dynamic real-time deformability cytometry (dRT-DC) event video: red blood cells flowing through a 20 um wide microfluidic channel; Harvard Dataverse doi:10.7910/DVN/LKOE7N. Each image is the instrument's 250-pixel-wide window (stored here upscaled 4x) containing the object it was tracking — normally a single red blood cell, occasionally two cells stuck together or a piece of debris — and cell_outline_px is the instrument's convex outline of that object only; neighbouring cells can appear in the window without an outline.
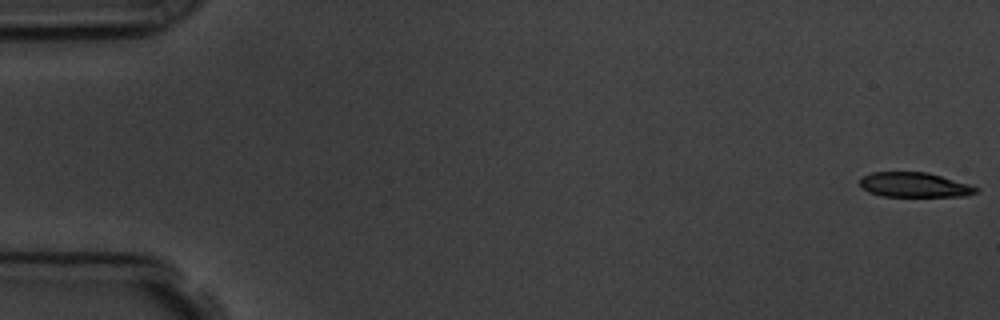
{"species": "common noctule bat (a hibernating species)", "species_latin": "Nyctalus noctula", "temperature_condition": "room temperature", "stored_images_in_passage": 57, "camera_frame_rate_fps": 3000, "um_per_image_px": 0.085, "animal": {"sex": "male", "body_mass_g": 19.5, "forearm_length_mm": 54.6}, "frame": {"image": 1, "passage_image": 1, "time_ms": 0.0, "image_size_px": [1000, 320], "cell_outline_px": [[980, 192], [964, 196], [880, 196], [868, 192], [860, 184], [860, 180], [864, 176], [872, 172], [928, 172], [968, 184], [980, 188]], "centroid_in_image_um": [77.75, 15.72], "position_along_channel_um": 7.2, "area_um2": 16.7}}
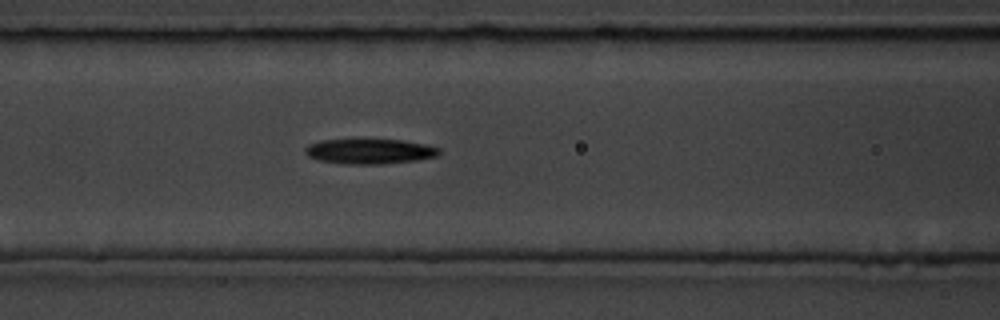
{"frame": {"image": 2, "passage_image": 24, "time_ms": 7.667, "image_size_px": [1000, 320], "cell_outline_px": [[440, 152], [436, 156], [416, 160], [380, 164], [344, 164], [316, 160], [308, 156], [304, 152], [304, 148], [308, 144], [320, 140], [404, 140], [424, 144], [440, 148]], "centroid_in_image_um": [31.37, 12.87], "position_along_channel_um": 135.2, "area_um2": 19.54}}
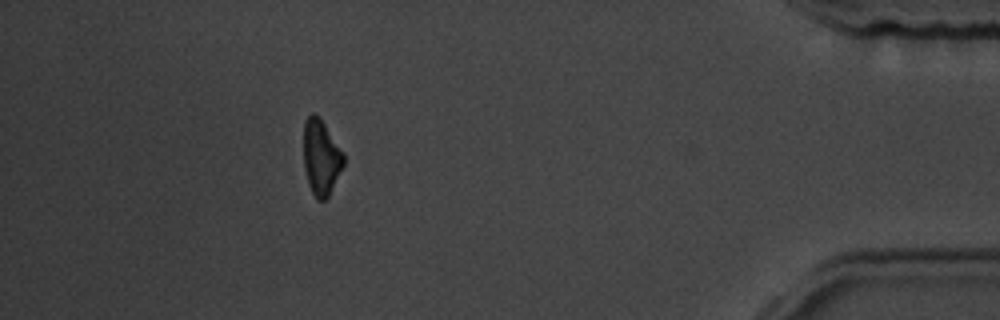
{"frame": {"image": 3, "passage_image": 51, "time_ms": 16.667, "image_size_px": [1000, 320], "cell_outline_px": [[344, 164], [328, 196], [324, 200], [316, 200], [308, 184], [304, 168], [304, 120], [312, 112], [320, 116], [344, 152]], "centroid_in_image_um": [27.29, 13.33], "position_along_channel_um": 407.9, "area_um2": 17.74}, "authors_computed_cell_mechanics": {"area_um2": 18.9006, "velocity_mm_per_s": 3.6187, "shape_relaxation_time_tau1_ms": 3.3885, "shape_relaxation_time_tau2_ms": null, "deformation_change_tau1": 0.1215, "deformation_change_tau2": null}}